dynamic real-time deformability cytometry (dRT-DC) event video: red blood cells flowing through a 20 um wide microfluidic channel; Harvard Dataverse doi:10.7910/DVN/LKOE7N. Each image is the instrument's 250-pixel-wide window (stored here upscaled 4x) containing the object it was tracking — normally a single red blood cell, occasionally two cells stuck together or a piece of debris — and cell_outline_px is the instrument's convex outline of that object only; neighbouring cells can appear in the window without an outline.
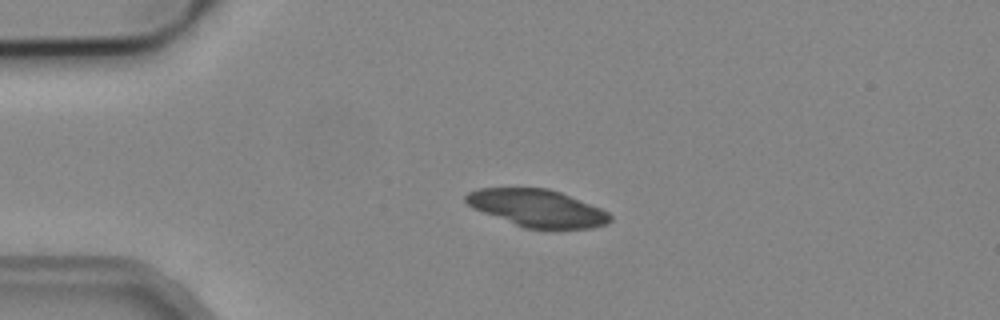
{"species": "common noctule bat (a hibernating species)", "species_latin": "Nyctalus noctula", "temperature_condition": "cold", "stored_images_in_passage": 6, "segment_of_instrument_passage": [2, 2], "camera_frame_rate_fps": 3000, "um_per_image_px": 0.085, "animal": {"sex": "male", "body_mass_g": 19.2, "forearm_length_mm": 51.8}, "frame": {"image": 1, "passage_image": 5, "time_ms": 1.333, "image_size_px": [1000, 320], "cell_outline_px": [[612, 220], [608, 224], [592, 228], [524, 228], [472, 208], [464, 200], [464, 196], [468, 192], [476, 188], [548, 188], [560, 192], [600, 208], [608, 212], [612, 216]], "centroid_in_image_um": [45.65, 17.69], "position_along_channel_um": 39.3, "area_um2": 31.27}}